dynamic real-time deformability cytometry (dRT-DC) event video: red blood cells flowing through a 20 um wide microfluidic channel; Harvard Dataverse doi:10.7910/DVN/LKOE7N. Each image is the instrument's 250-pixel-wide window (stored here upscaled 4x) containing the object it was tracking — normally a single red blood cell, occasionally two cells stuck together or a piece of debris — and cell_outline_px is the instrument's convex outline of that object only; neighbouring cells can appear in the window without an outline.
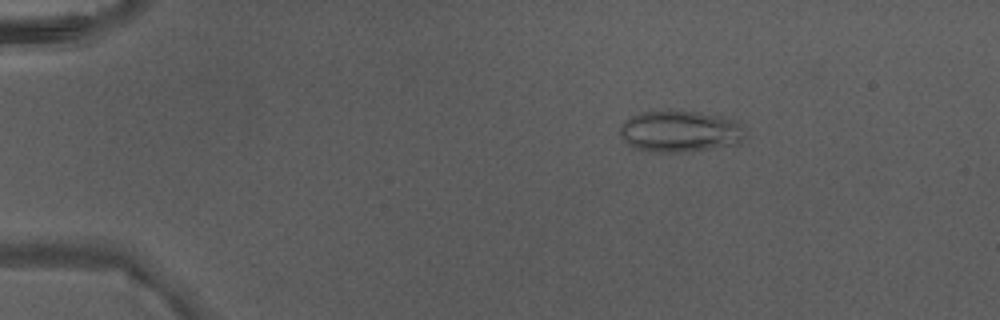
{"species": "Egyptian fruit bat (a non-hibernating species)", "species_latin": "Rousettus aegyptiacus", "temperature_condition": "warm", "stored_images_in_passage": 4, "camera_frame_rate_fps": 3000, "um_per_image_px": 0.085, "animal": {"sex": "male"}, "frame": {"image": 1, "passage_image": 2, "time_ms": 0.333, "image_size_px": [1000, 320], "cell_outline_px": [[740, 144], [688, 152], [648, 152], [636, 148], [628, 144], [620, 136], [620, 124], [628, 116], [640, 112], [660, 108], [668, 108], [700, 112], [720, 116], [732, 120], [740, 124]], "centroid_in_image_um": [57.68, 11.13], "position_along_channel_um": 27.3, "area_um2": 30.92}}